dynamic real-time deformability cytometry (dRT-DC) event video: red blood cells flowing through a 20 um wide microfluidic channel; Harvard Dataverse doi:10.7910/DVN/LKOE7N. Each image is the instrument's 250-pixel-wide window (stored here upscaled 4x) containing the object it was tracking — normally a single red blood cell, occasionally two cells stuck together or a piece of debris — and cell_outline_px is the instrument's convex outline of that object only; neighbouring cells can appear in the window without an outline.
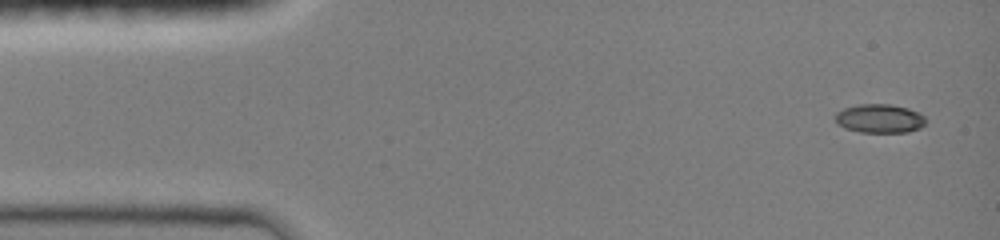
{"species": "common noctule bat (a hibernating species)", "species_latin": "Nyctalus noctula", "temperature_condition": "room temperature", "stored_images_in_passage": 4, "camera_frame_rate_fps": 3000, "um_per_image_px": 0.085, "animal": {"sex": "female", "body_mass_g": 19.0, "forearm_length_mm": 51.5}, "frame": {"image": 1, "passage_image": 1, "time_ms": 0.0, "image_size_px": [1000, 240], "cell_outline_px": [[924, 124], [920, 128], [908, 132], [860, 132], [844, 128], [836, 124], [836, 112], [844, 108], [860, 104], [888, 104], [908, 108], [920, 112], [924, 116]], "centroid_in_image_um": [74.76, 10.07], "position_along_channel_um": 10.2, "area_um2": 15.2}}
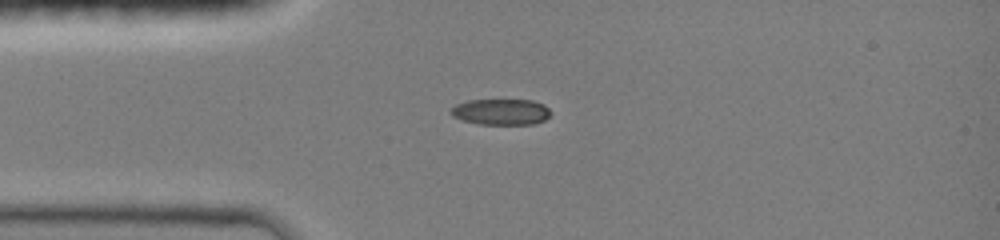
{"frame": {"image": 2, "passage_image": 4, "time_ms": 3.0, "image_size_px": [1000, 240], "cell_outline_px": [[552, 112], [544, 120], [532, 124], [480, 124], [464, 120], [452, 116], [448, 112], [456, 104], [468, 100], [532, 100], [544, 104]], "centroid_in_image_um": [42.58, 9.5], "position_along_channel_um": 42.4, "area_um2": 15.09}}